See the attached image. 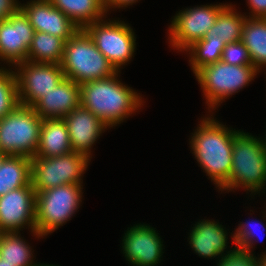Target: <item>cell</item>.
Listing matches in <instances>:
<instances>
[{"mask_svg": "<svg viewBox=\"0 0 266 266\" xmlns=\"http://www.w3.org/2000/svg\"><path fill=\"white\" fill-rule=\"evenodd\" d=\"M199 123L190 138L191 151L199 166L220 190L230 177L233 137L239 130L228 128L212 115L200 119Z\"/></svg>", "mask_w": 266, "mask_h": 266, "instance_id": "cell-1", "label": "cell"}, {"mask_svg": "<svg viewBox=\"0 0 266 266\" xmlns=\"http://www.w3.org/2000/svg\"><path fill=\"white\" fill-rule=\"evenodd\" d=\"M120 72L80 84V104L109 128L121 124L145 103L142 95L120 82Z\"/></svg>", "mask_w": 266, "mask_h": 266, "instance_id": "cell-2", "label": "cell"}, {"mask_svg": "<svg viewBox=\"0 0 266 266\" xmlns=\"http://www.w3.org/2000/svg\"><path fill=\"white\" fill-rule=\"evenodd\" d=\"M265 186L266 150L263 141L260 137L239 130L233 137L230 177L220 191L244 188L256 195L265 193Z\"/></svg>", "mask_w": 266, "mask_h": 266, "instance_id": "cell-3", "label": "cell"}, {"mask_svg": "<svg viewBox=\"0 0 266 266\" xmlns=\"http://www.w3.org/2000/svg\"><path fill=\"white\" fill-rule=\"evenodd\" d=\"M60 65L65 77L78 84L104 79L117 72L84 29L66 41Z\"/></svg>", "mask_w": 266, "mask_h": 266, "instance_id": "cell-4", "label": "cell"}, {"mask_svg": "<svg viewBox=\"0 0 266 266\" xmlns=\"http://www.w3.org/2000/svg\"><path fill=\"white\" fill-rule=\"evenodd\" d=\"M257 73L259 71L253 65H230L222 60L200 68L195 78L203 91L209 113L248 86Z\"/></svg>", "mask_w": 266, "mask_h": 266, "instance_id": "cell-5", "label": "cell"}, {"mask_svg": "<svg viewBox=\"0 0 266 266\" xmlns=\"http://www.w3.org/2000/svg\"><path fill=\"white\" fill-rule=\"evenodd\" d=\"M82 184H65L36 193V232L44 238L63 226L79 209Z\"/></svg>", "mask_w": 266, "mask_h": 266, "instance_id": "cell-6", "label": "cell"}, {"mask_svg": "<svg viewBox=\"0 0 266 266\" xmlns=\"http://www.w3.org/2000/svg\"><path fill=\"white\" fill-rule=\"evenodd\" d=\"M42 120L33 107L19 104L0 119V150L5 155L35 156Z\"/></svg>", "mask_w": 266, "mask_h": 266, "instance_id": "cell-7", "label": "cell"}, {"mask_svg": "<svg viewBox=\"0 0 266 266\" xmlns=\"http://www.w3.org/2000/svg\"><path fill=\"white\" fill-rule=\"evenodd\" d=\"M91 161L86 155L70 152L56 157L31 158V184L36 193L65 184H83Z\"/></svg>", "mask_w": 266, "mask_h": 266, "instance_id": "cell-8", "label": "cell"}, {"mask_svg": "<svg viewBox=\"0 0 266 266\" xmlns=\"http://www.w3.org/2000/svg\"><path fill=\"white\" fill-rule=\"evenodd\" d=\"M108 20L95 21L84 30L116 71H120L134 56L136 36L131 26L124 21Z\"/></svg>", "mask_w": 266, "mask_h": 266, "instance_id": "cell-9", "label": "cell"}, {"mask_svg": "<svg viewBox=\"0 0 266 266\" xmlns=\"http://www.w3.org/2000/svg\"><path fill=\"white\" fill-rule=\"evenodd\" d=\"M226 5H201L176 13L168 27V40L172 48L184 52L194 42L203 39Z\"/></svg>", "mask_w": 266, "mask_h": 266, "instance_id": "cell-10", "label": "cell"}, {"mask_svg": "<svg viewBox=\"0 0 266 266\" xmlns=\"http://www.w3.org/2000/svg\"><path fill=\"white\" fill-rule=\"evenodd\" d=\"M13 70L19 103L31 107L65 77L60 64L34 63L26 60L14 65Z\"/></svg>", "mask_w": 266, "mask_h": 266, "instance_id": "cell-11", "label": "cell"}, {"mask_svg": "<svg viewBox=\"0 0 266 266\" xmlns=\"http://www.w3.org/2000/svg\"><path fill=\"white\" fill-rule=\"evenodd\" d=\"M35 204L36 191L31 183L0 196V231L20 232L28 227L33 236L42 238L36 232Z\"/></svg>", "mask_w": 266, "mask_h": 266, "instance_id": "cell-12", "label": "cell"}, {"mask_svg": "<svg viewBox=\"0 0 266 266\" xmlns=\"http://www.w3.org/2000/svg\"><path fill=\"white\" fill-rule=\"evenodd\" d=\"M35 30L25 13L19 9L0 22V61L9 65L26 61ZM11 64V65H10Z\"/></svg>", "mask_w": 266, "mask_h": 266, "instance_id": "cell-13", "label": "cell"}, {"mask_svg": "<svg viewBox=\"0 0 266 266\" xmlns=\"http://www.w3.org/2000/svg\"><path fill=\"white\" fill-rule=\"evenodd\" d=\"M163 242L154 227L135 224L124 232L122 250L133 266H157L163 255Z\"/></svg>", "mask_w": 266, "mask_h": 266, "instance_id": "cell-14", "label": "cell"}, {"mask_svg": "<svg viewBox=\"0 0 266 266\" xmlns=\"http://www.w3.org/2000/svg\"><path fill=\"white\" fill-rule=\"evenodd\" d=\"M20 4L35 32H45L69 40L79 27L49 0H30Z\"/></svg>", "mask_w": 266, "mask_h": 266, "instance_id": "cell-15", "label": "cell"}, {"mask_svg": "<svg viewBox=\"0 0 266 266\" xmlns=\"http://www.w3.org/2000/svg\"><path fill=\"white\" fill-rule=\"evenodd\" d=\"M69 133L72 151L92 158V146L109 127L81 104L63 117Z\"/></svg>", "mask_w": 266, "mask_h": 266, "instance_id": "cell-16", "label": "cell"}, {"mask_svg": "<svg viewBox=\"0 0 266 266\" xmlns=\"http://www.w3.org/2000/svg\"><path fill=\"white\" fill-rule=\"evenodd\" d=\"M80 105V84L64 77L32 107L41 119L63 118Z\"/></svg>", "mask_w": 266, "mask_h": 266, "instance_id": "cell-17", "label": "cell"}, {"mask_svg": "<svg viewBox=\"0 0 266 266\" xmlns=\"http://www.w3.org/2000/svg\"><path fill=\"white\" fill-rule=\"evenodd\" d=\"M188 241L194 253L205 259L217 256L219 258L229 252L225 251L228 244L227 230L222 224L212 219H203L202 221L199 219V222L193 225Z\"/></svg>", "mask_w": 266, "mask_h": 266, "instance_id": "cell-18", "label": "cell"}, {"mask_svg": "<svg viewBox=\"0 0 266 266\" xmlns=\"http://www.w3.org/2000/svg\"><path fill=\"white\" fill-rule=\"evenodd\" d=\"M70 152L72 146L63 118L43 119L35 156L56 157Z\"/></svg>", "mask_w": 266, "mask_h": 266, "instance_id": "cell-19", "label": "cell"}, {"mask_svg": "<svg viewBox=\"0 0 266 266\" xmlns=\"http://www.w3.org/2000/svg\"><path fill=\"white\" fill-rule=\"evenodd\" d=\"M52 5L71 19L79 29L103 18L107 11L103 0H49Z\"/></svg>", "mask_w": 266, "mask_h": 266, "instance_id": "cell-20", "label": "cell"}, {"mask_svg": "<svg viewBox=\"0 0 266 266\" xmlns=\"http://www.w3.org/2000/svg\"><path fill=\"white\" fill-rule=\"evenodd\" d=\"M31 183V158L6 155L0 163V196Z\"/></svg>", "mask_w": 266, "mask_h": 266, "instance_id": "cell-21", "label": "cell"}, {"mask_svg": "<svg viewBox=\"0 0 266 266\" xmlns=\"http://www.w3.org/2000/svg\"><path fill=\"white\" fill-rule=\"evenodd\" d=\"M241 41L248 49L252 65L261 72L266 68V18L247 17Z\"/></svg>", "mask_w": 266, "mask_h": 266, "instance_id": "cell-22", "label": "cell"}, {"mask_svg": "<svg viewBox=\"0 0 266 266\" xmlns=\"http://www.w3.org/2000/svg\"><path fill=\"white\" fill-rule=\"evenodd\" d=\"M247 15L238 13L232 6L227 4L218 14L215 24L210 28L204 38L223 41L225 44L240 41L242 29Z\"/></svg>", "mask_w": 266, "mask_h": 266, "instance_id": "cell-23", "label": "cell"}, {"mask_svg": "<svg viewBox=\"0 0 266 266\" xmlns=\"http://www.w3.org/2000/svg\"><path fill=\"white\" fill-rule=\"evenodd\" d=\"M66 41L45 32H35L28 50L27 61L61 64Z\"/></svg>", "mask_w": 266, "mask_h": 266, "instance_id": "cell-24", "label": "cell"}, {"mask_svg": "<svg viewBox=\"0 0 266 266\" xmlns=\"http://www.w3.org/2000/svg\"><path fill=\"white\" fill-rule=\"evenodd\" d=\"M20 232H4L0 239V258L17 266H40L33 261L32 247Z\"/></svg>", "mask_w": 266, "mask_h": 266, "instance_id": "cell-25", "label": "cell"}, {"mask_svg": "<svg viewBox=\"0 0 266 266\" xmlns=\"http://www.w3.org/2000/svg\"><path fill=\"white\" fill-rule=\"evenodd\" d=\"M225 45L223 41L203 38L188 47L185 51L189 52V62L193 73L195 74L200 68L220 61Z\"/></svg>", "mask_w": 266, "mask_h": 266, "instance_id": "cell-26", "label": "cell"}, {"mask_svg": "<svg viewBox=\"0 0 266 266\" xmlns=\"http://www.w3.org/2000/svg\"><path fill=\"white\" fill-rule=\"evenodd\" d=\"M8 69L0 68V119L20 104L14 71Z\"/></svg>", "mask_w": 266, "mask_h": 266, "instance_id": "cell-27", "label": "cell"}, {"mask_svg": "<svg viewBox=\"0 0 266 266\" xmlns=\"http://www.w3.org/2000/svg\"><path fill=\"white\" fill-rule=\"evenodd\" d=\"M265 213H266V211H265ZM262 217H266V216H262ZM254 222L250 223V220H249V222L247 220L245 223L241 222L239 224L238 228H236L235 232L231 235V237L233 239L232 240L233 244L235 246L246 249L251 254H252V249L254 248L253 244H255L254 242H256V241H254L253 237L255 236V234H256V237L258 235V233H255L256 229H258V228H256L254 230L251 227H253V225H255L257 223L258 224L257 226L260 227V229L262 228L263 232H264V230L266 231V225L265 224H262V222H260L258 220H256V221L254 220ZM258 231H259V229H258ZM263 236H264V234H263Z\"/></svg>", "mask_w": 266, "mask_h": 266, "instance_id": "cell-28", "label": "cell"}, {"mask_svg": "<svg viewBox=\"0 0 266 266\" xmlns=\"http://www.w3.org/2000/svg\"><path fill=\"white\" fill-rule=\"evenodd\" d=\"M262 257H256L248 250L235 246L228 253L222 255L217 266H256Z\"/></svg>", "mask_w": 266, "mask_h": 266, "instance_id": "cell-29", "label": "cell"}, {"mask_svg": "<svg viewBox=\"0 0 266 266\" xmlns=\"http://www.w3.org/2000/svg\"><path fill=\"white\" fill-rule=\"evenodd\" d=\"M221 60L230 65H252L248 49L241 40L226 44Z\"/></svg>", "mask_w": 266, "mask_h": 266, "instance_id": "cell-30", "label": "cell"}, {"mask_svg": "<svg viewBox=\"0 0 266 266\" xmlns=\"http://www.w3.org/2000/svg\"><path fill=\"white\" fill-rule=\"evenodd\" d=\"M20 4L17 0H0V22L16 13L20 9Z\"/></svg>", "mask_w": 266, "mask_h": 266, "instance_id": "cell-31", "label": "cell"}, {"mask_svg": "<svg viewBox=\"0 0 266 266\" xmlns=\"http://www.w3.org/2000/svg\"><path fill=\"white\" fill-rule=\"evenodd\" d=\"M249 16L251 18H266V0H247Z\"/></svg>", "mask_w": 266, "mask_h": 266, "instance_id": "cell-32", "label": "cell"}, {"mask_svg": "<svg viewBox=\"0 0 266 266\" xmlns=\"http://www.w3.org/2000/svg\"><path fill=\"white\" fill-rule=\"evenodd\" d=\"M136 2H138V0H103L104 6L106 11L108 12L110 9H115V8H119V9H123V7H128L129 5H133Z\"/></svg>", "mask_w": 266, "mask_h": 266, "instance_id": "cell-33", "label": "cell"}, {"mask_svg": "<svg viewBox=\"0 0 266 266\" xmlns=\"http://www.w3.org/2000/svg\"><path fill=\"white\" fill-rule=\"evenodd\" d=\"M0 266H17V265L3 261V259L0 258Z\"/></svg>", "mask_w": 266, "mask_h": 266, "instance_id": "cell-34", "label": "cell"}, {"mask_svg": "<svg viewBox=\"0 0 266 266\" xmlns=\"http://www.w3.org/2000/svg\"><path fill=\"white\" fill-rule=\"evenodd\" d=\"M256 266H266V258H262Z\"/></svg>", "mask_w": 266, "mask_h": 266, "instance_id": "cell-35", "label": "cell"}, {"mask_svg": "<svg viewBox=\"0 0 266 266\" xmlns=\"http://www.w3.org/2000/svg\"><path fill=\"white\" fill-rule=\"evenodd\" d=\"M6 155L0 150V163Z\"/></svg>", "mask_w": 266, "mask_h": 266, "instance_id": "cell-36", "label": "cell"}, {"mask_svg": "<svg viewBox=\"0 0 266 266\" xmlns=\"http://www.w3.org/2000/svg\"><path fill=\"white\" fill-rule=\"evenodd\" d=\"M262 141H263V144H264V148H265V150H266V134H265V138L262 139Z\"/></svg>", "mask_w": 266, "mask_h": 266, "instance_id": "cell-37", "label": "cell"}, {"mask_svg": "<svg viewBox=\"0 0 266 266\" xmlns=\"http://www.w3.org/2000/svg\"><path fill=\"white\" fill-rule=\"evenodd\" d=\"M262 253H263V255L260 254V257H262V258H266V250H265V252H262Z\"/></svg>", "mask_w": 266, "mask_h": 266, "instance_id": "cell-38", "label": "cell"}, {"mask_svg": "<svg viewBox=\"0 0 266 266\" xmlns=\"http://www.w3.org/2000/svg\"><path fill=\"white\" fill-rule=\"evenodd\" d=\"M40 266H56V265H53V264H42Z\"/></svg>", "mask_w": 266, "mask_h": 266, "instance_id": "cell-39", "label": "cell"}]
</instances>
